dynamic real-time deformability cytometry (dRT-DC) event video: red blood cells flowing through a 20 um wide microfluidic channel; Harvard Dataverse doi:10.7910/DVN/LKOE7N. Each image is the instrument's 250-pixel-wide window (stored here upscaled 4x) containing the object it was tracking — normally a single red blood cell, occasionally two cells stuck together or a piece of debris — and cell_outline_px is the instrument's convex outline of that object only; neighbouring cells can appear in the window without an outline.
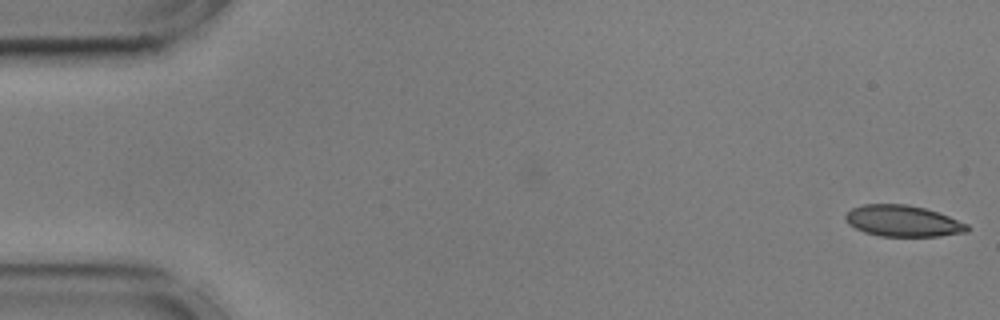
{"species": "common noctule bat (a hibernating species)", "species_latin": "Nyctalus noctula", "temperature_condition": "cold", "stored_images_in_passage": 52, "camera_frame_rate_fps": 3000, "um_per_image_px": 0.085, "animal": {"sex": "male", "body_mass_g": 17.9, "forearm_length_mm": 54.2}, "frame": {"image": 1, "passage_image": 1, "time_ms": 0.0, "image_size_px": [1000, 320], "cell_outline_px": [[972, 228], [968, 232], [940, 236], [880, 236], [864, 232], [848, 224], [844, 216], [852, 208], [864, 204], [908, 204], [924, 208], [948, 216], [968, 224]], "centroid_in_image_um": [76.77, 18.79], "position_along_channel_um": 8.2, "area_um2": 22.2}}
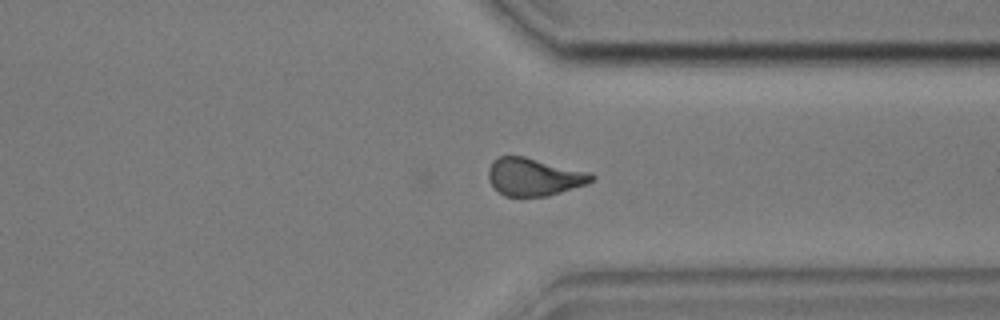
{"frame": {"image": 2, "passage_image": 42, "time_ms": 13.667, "image_size_px": [1000, 320], "cell_outline_px": [[596, 176], [592, 180], [584, 184], [548, 196], [504, 196], [488, 180], [488, 168], [492, 160], [500, 156], [524, 156], [592, 172]], "centroid_in_image_um": [45.38, 15.01], "position_along_channel_um": 366.0, "area_um2": 22.6}}
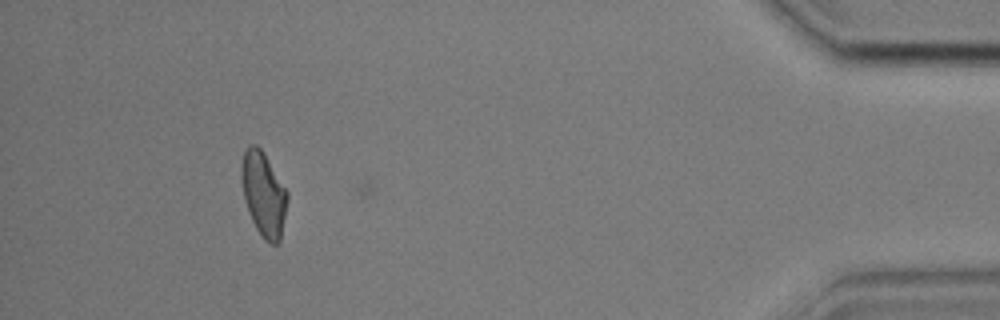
{"frame": {"image": 3, "passage_image": 51, "time_ms": 16.667, "image_size_px": [1000, 320], "cell_outline_px": [[288, 200], [280, 240], [276, 244], [272, 244], [264, 240], [256, 228], [252, 220], [244, 200], [240, 176], [240, 172], [244, 152], [248, 144], [256, 144], [264, 152], [288, 192]], "centroid_in_image_um": [22.4, 16.47], "position_along_channel_um": 412.8, "area_um2": 22.66}, "authors_computed_cell_mechanics": {"area_um2": 22.6865, "velocity_mm_per_s": 3.5792, "shape_relaxation_time_tau1_ms": 8.7737, "shape_relaxation_time_tau2_ms": 2.3929, "deformation_change_tau1": 0.1945, "deformation_change_tau2": 0.0838}}